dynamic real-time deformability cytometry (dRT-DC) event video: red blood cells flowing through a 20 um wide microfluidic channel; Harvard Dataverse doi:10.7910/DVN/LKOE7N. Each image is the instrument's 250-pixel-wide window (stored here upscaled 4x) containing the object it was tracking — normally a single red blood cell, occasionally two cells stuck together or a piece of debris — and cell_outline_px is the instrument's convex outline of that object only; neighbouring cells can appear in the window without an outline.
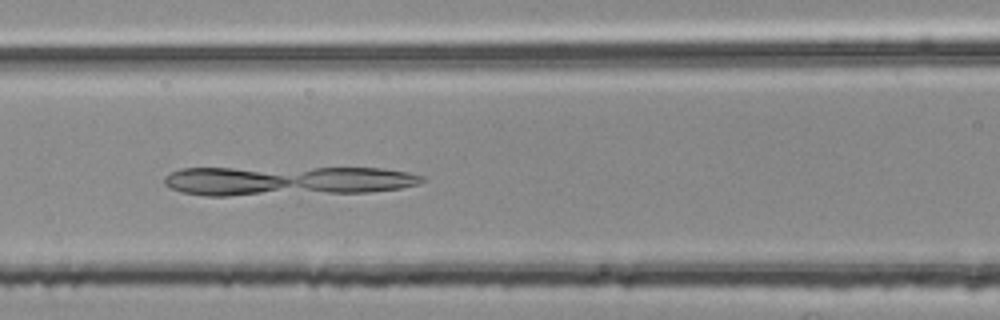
{"species": "common noctule bat (a hibernating species)", "species_latin": "Nyctalus noctula", "temperature_condition": "room temperature", "stored_images_in_passage": 39, "camera_frame_rate_fps": 3000, "um_per_image_px": 0.085, "animal": {"sex": "female", "body_mass_g": 25.1}, "frame": {"image": 1, "passage_image": 10, "time_ms": 3.0, "image_size_px": [1000, 320], "cell_outline_px": [[428, 180], [420, 184], [400, 188], [372, 192], [228, 196], [204, 196], [180, 192], [164, 184], [164, 176], [180, 168], [380, 168], [408, 172], [424, 176]], "centroid_in_image_um": [24.42, 15.37], "position_along_channel_um": 142.2, "area_um2": 44.74}}
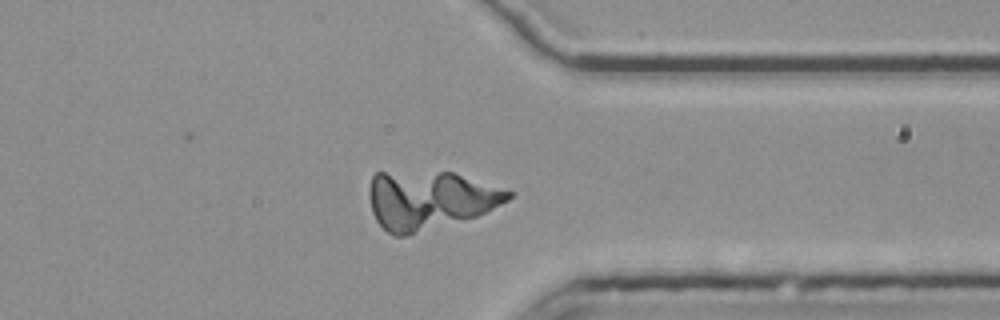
{"frame": {"image": 2, "passage_image": 29, "time_ms": 9.333, "image_size_px": [1000, 320], "cell_outline_px": [[516, 192], [508, 200], [476, 216], [408, 236], [396, 236], [388, 232], [376, 220], [372, 212], [368, 196], [368, 188], [372, 176], [376, 172], [452, 172]], "centroid_in_image_um": [36.48, 16.99], "position_along_channel_um": 374.9, "area_um2": 47.28}}
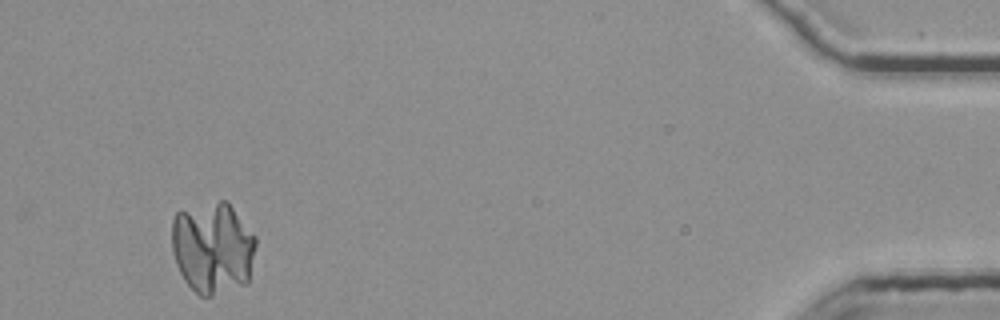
{"frame": {"image": 3, "passage_image": 38, "time_ms": 12.333, "image_size_px": [1000, 320], "cell_outline_px": [[256, 244], [248, 284], [212, 296], [200, 296], [184, 280], [176, 264], [172, 248], [172, 220], [176, 212], [220, 200], [228, 200], [256, 236]], "centroid_in_image_um": [18.11, 21.06], "position_along_channel_um": 417.1, "area_um2": 45.37}}